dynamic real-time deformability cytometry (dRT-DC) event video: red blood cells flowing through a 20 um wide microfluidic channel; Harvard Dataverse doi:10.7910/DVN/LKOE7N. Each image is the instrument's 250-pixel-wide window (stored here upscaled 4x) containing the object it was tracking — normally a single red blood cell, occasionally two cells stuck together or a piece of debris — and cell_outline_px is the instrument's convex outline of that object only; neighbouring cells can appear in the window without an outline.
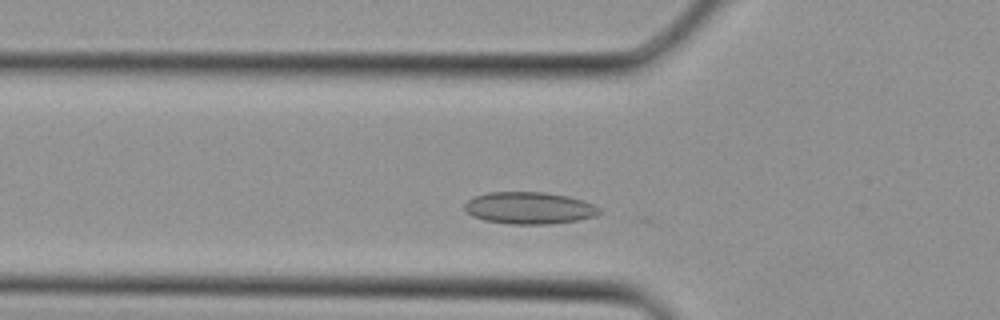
{"species": "Egyptian fruit bat (a non-hibernating species)", "species_latin": "Rousettus aegyptiacus", "temperature_condition": "cold", "stored_images_in_passage": 25, "camera_frame_rate_fps": 3000, "um_per_image_px": 0.085, "animal": {"sex": "female"}, "frame": {"image": 1, "passage_image": 5, "time_ms": 1.333, "image_size_px": [1000, 320], "cell_outline_px": [[600, 212], [596, 216], [576, 220], [548, 224], [508, 224], [484, 220], [472, 216], [464, 208], [464, 204], [472, 196], [488, 192], [544, 192], [568, 196], [584, 200], [600, 208]], "centroid_in_image_um": [44.96, 17.67], "position_along_channel_um": 80.8, "area_um2": 25.2}}
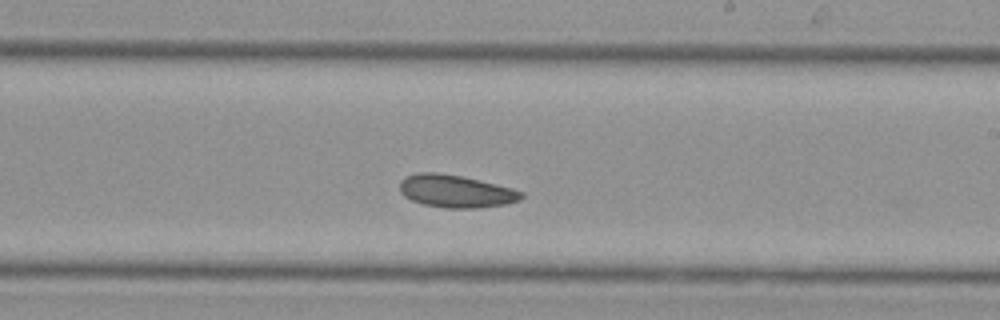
{"frame": {"image": 2, "passage_image": 14, "time_ms": 4.333, "image_size_px": [1000, 320], "cell_outline_px": [[524, 196], [520, 200], [504, 204], [476, 208], [448, 208], [424, 204], [412, 200], [404, 196], [400, 192], [400, 180], [404, 176], [420, 172], [436, 172], [460, 176], [496, 184], [512, 188], [524, 192]], "centroid_in_image_um": [38.73, 16.25], "position_along_channel_um": 250.3, "area_um2": 23.0}}
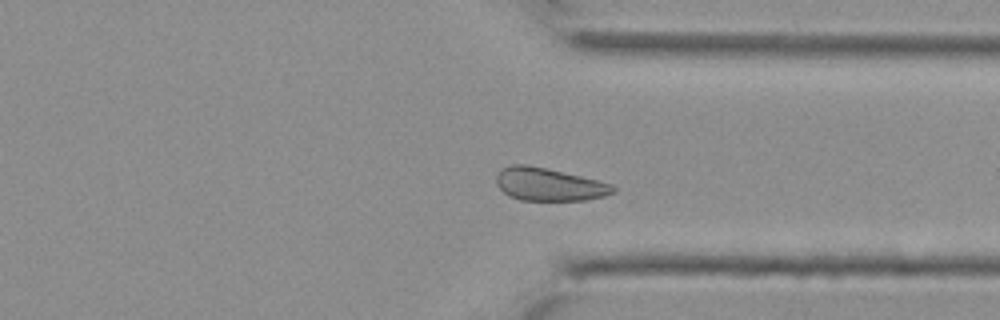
{"frame": {"image": 3, "passage_image": 20, "time_ms": 6.333, "image_size_px": [1000, 320], "cell_outline_px": [[616, 192], [604, 196], [588, 200], [520, 200], [508, 196], [496, 184], [496, 176], [500, 168], [512, 164], [524, 164], [544, 168], [580, 176], [612, 184], [616, 188]], "centroid_in_image_um": [46.64, 15.68], "position_along_channel_um": 364.8, "area_um2": 22.31}}